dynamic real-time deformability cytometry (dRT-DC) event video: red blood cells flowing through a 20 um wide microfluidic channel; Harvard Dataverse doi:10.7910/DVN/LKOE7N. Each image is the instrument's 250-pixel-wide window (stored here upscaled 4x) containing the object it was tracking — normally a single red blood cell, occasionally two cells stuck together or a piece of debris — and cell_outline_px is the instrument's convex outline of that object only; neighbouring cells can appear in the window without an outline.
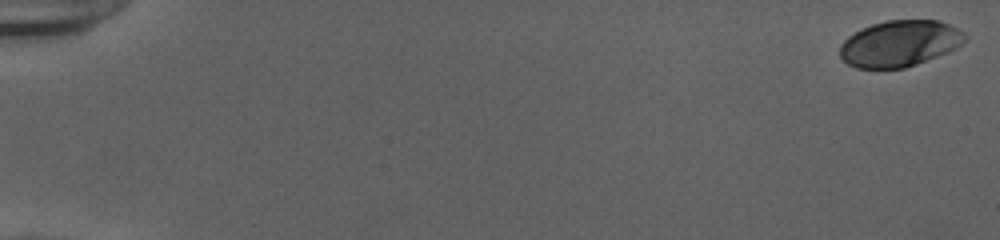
{"species": "human", "species_latin": "Homo sapiens", "temperature_condition": "cold", "stored_images_in_passage": 54, "camera_frame_rate_fps": 3000, "um_per_image_px": 0.085, "donor": {"sex": "female"}, "frame": {"image": 1, "passage_image": 1, "time_ms": 0.0, "image_size_px": [1000, 240], "cell_outline_px": [[968, 40], [956, 48], [916, 64], [904, 68], [856, 68], [848, 64], [840, 56], [840, 44], [848, 36], [872, 24], [888, 20], [936, 20], [948, 24], [964, 32], [968, 36]], "centroid_in_image_um": [76.48, 3.7], "position_along_channel_um": 8.5, "area_um2": 33.47}}
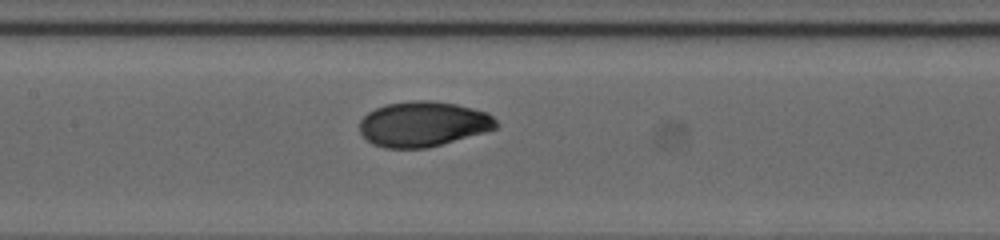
{"frame": {"image": 2, "passage_image": 28, "time_ms": 9.0, "image_size_px": [1000, 240], "cell_outline_px": [[500, 124], [496, 128], [484, 132], [428, 148], [384, 148], [372, 144], [360, 132], [360, 120], [368, 112], [384, 104], [412, 100], [432, 100], [456, 104], [488, 112]], "centroid_in_image_um": [35.97, 10.53], "position_along_channel_um": 171.4, "area_um2": 36.07}}
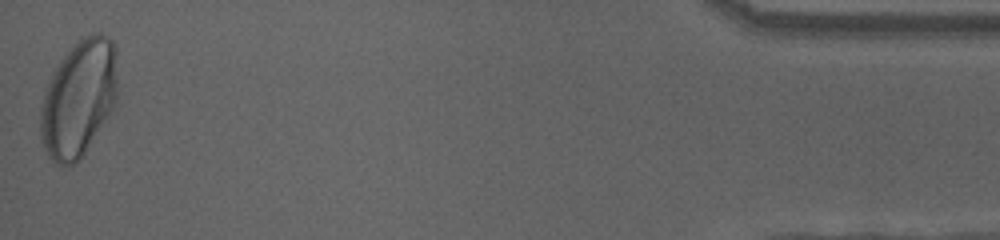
{"frame": {"image": 3, "passage_image": 54, "time_ms": 17.667, "image_size_px": [1000, 240], "cell_outline_px": [[116, 104], [84, 152], [72, 164], [56, 164], [48, 156], [44, 148], [40, 136], [40, 108], [44, 88], [52, 72], [60, 60], [84, 36], [92, 32], [100, 32], [108, 36], [116, 44]], "centroid_in_image_um": [6.68, 8.32], "position_along_channel_um": 428.5, "area_um2": 52.31}, "authors_computed_cell_mechanics": {"area_um2": 35.3447, "velocity_mm_per_s": 3.8807, "shape_relaxation_time_tau1_ms": 3.8488, "shape_relaxation_time_tau2_ms": null, "deformation_change_tau1": 0.1614, "deformation_change_tau2": null}}